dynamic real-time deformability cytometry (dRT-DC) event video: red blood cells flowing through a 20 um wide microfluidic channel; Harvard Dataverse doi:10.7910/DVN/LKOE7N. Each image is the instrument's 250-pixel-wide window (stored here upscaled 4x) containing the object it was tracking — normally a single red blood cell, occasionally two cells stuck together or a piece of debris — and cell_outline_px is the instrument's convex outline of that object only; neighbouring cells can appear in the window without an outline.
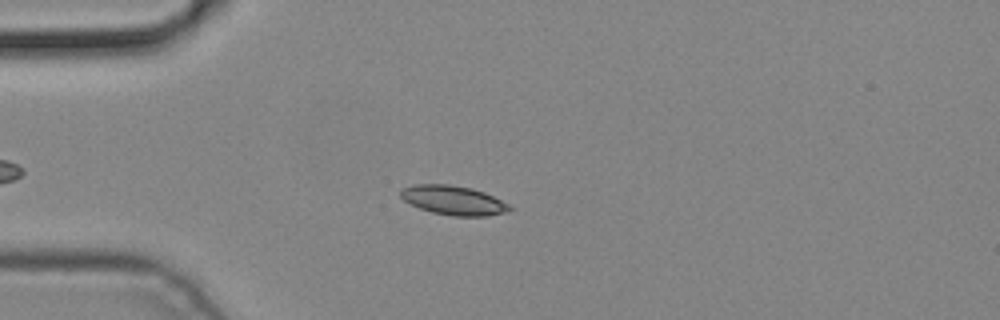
{"species": "common noctule bat (a hibernating species)", "species_latin": "Nyctalus noctula", "temperature_condition": "cold", "stored_images_in_passage": 5, "camera_frame_rate_fps": 3000, "um_per_image_px": 0.085, "animal": {"sex": "male", "body_mass_g": 19.2, "forearm_length_mm": 51.8}, "frame": {"image": 1, "passage_image": 4, "time_ms": 1.0, "image_size_px": [1000, 320], "cell_outline_px": [[512, 208], [504, 212], [488, 216], [452, 216], [432, 212], [420, 208], [404, 200], [400, 196], [400, 188], [416, 184], [448, 184], [472, 188], [484, 192], [508, 204]], "centroid_in_image_um": [38.51, 17.01], "position_along_channel_um": 46.5, "area_um2": 18.44}}